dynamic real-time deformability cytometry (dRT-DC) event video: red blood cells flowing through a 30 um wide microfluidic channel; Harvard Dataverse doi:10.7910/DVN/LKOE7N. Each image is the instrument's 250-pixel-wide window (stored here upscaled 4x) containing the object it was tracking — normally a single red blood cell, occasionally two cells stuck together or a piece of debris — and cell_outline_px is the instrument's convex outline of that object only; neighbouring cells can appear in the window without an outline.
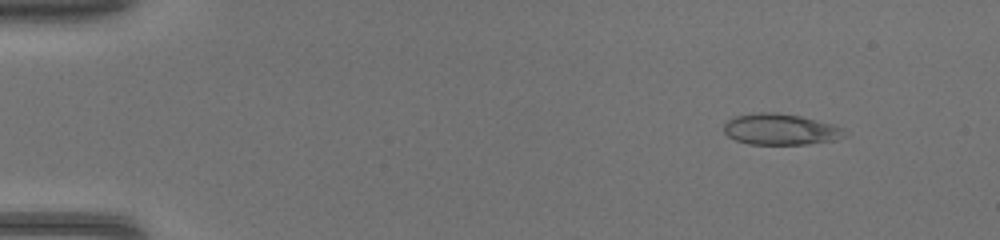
{"species": "common noctule bat (a hibernating species)", "species_latin": "Nyctalus noctula", "temperature_condition": "warm", "stored_images_in_passage": 47, "camera_frame_rate_fps": 3000, "um_per_image_px": 0.085, "animal": {"sex": "female", "body_mass_g": 17.0, "forearm_length_mm": 48.0}, "frame": {"image": 1, "passage_image": 6, "time_ms": 1.667, "image_size_px": [1000, 240], "cell_outline_px": [[848, 136], [836, 140], [808, 144], [748, 144], [736, 140], [728, 136], [724, 132], [724, 124], [728, 120], [736, 116], [756, 112], [776, 112], [800, 116], [832, 124], [844, 128]], "centroid_in_image_um": [66.37, 11.0], "position_along_channel_um": 18.6, "area_um2": 22.02}}
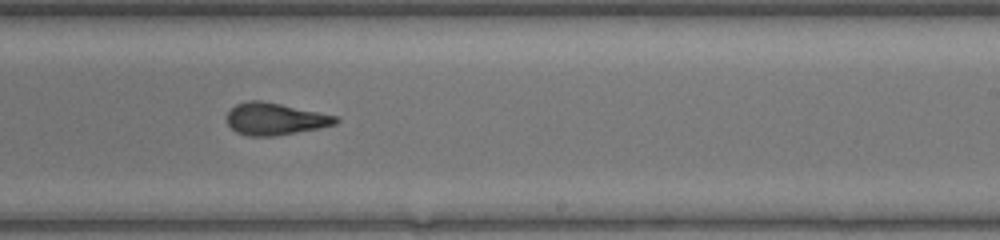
{"frame": {"image": 2, "passage_image": 30, "time_ms": 9.667, "image_size_px": [1000, 240], "cell_outline_px": [[340, 120], [336, 124], [320, 128], [272, 136], [248, 136], [236, 132], [228, 124], [228, 112], [236, 104], [248, 100], [260, 100], [280, 104], [336, 116]], "centroid_in_image_um": [23.37, 10.11], "position_along_channel_um": 265.6, "area_um2": 20.06}}
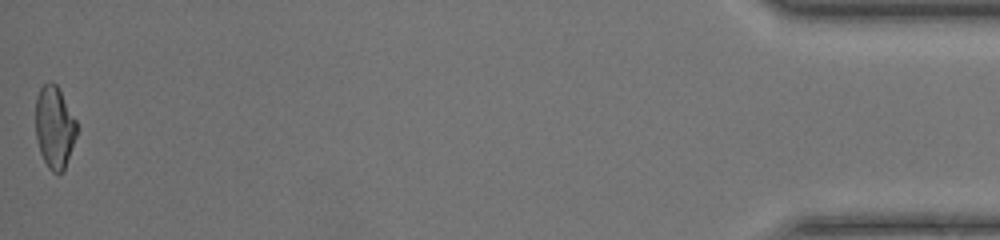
{"frame": {"image": 3, "passage_image": 47, "time_ms": 15.333, "image_size_px": [1000, 240], "cell_outline_px": [[76, 136], [64, 168], [60, 172], [52, 172], [48, 168], [40, 152], [36, 140], [36, 96], [40, 88], [44, 84], [56, 84], [76, 120]], "centroid_in_image_um": [4.61, 10.82], "position_along_channel_um": 430.6, "area_um2": 19.25}}